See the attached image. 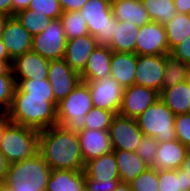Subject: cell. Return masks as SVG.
I'll return each instance as SVG.
<instances>
[{
    "mask_svg": "<svg viewBox=\"0 0 190 191\" xmlns=\"http://www.w3.org/2000/svg\"><path fill=\"white\" fill-rule=\"evenodd\" d=\"M159 99V93L154 89L133 84L123 91L119 115L137 118L150 105Z\"/></svg>",
    "mask_w": 190,
    "mask_h": 191,
    "instance_id": "14",
    "label": "cell"
},
{
    "mask_svg": "<svg viewBox=\"0 0 190 191\" xmlns=\"http://www.w3.org/2000/svg\"><path fill=\"white\" fill-rule=\"evenodd\" d=\"M50 60L33 51L16 57L11 64L15 83L27 79H47ZM20 77L18 79L16 76Z\"/></svg>",
    "mask_w": 190,
    "mask_h": 191,
    "instance_id": "15",
    "label": "cell"
},
{
    "mask_svg": "<svg viewBox=\"0 0 190 191\" xmlns=\"http://www.w3.org/2000/svg\"><path fill=\"white\" fill-rule=\"evenodd\" d=\"M46 191H85L84 170H52Z\"/></svg>",
    "mask_w": 190,
    "mask_h": 191,
    "instance_id": "23",
    "label": "cell"
},
{
    "mask_svg": "<svg viewBox=\"0 0 190 191\" xmlns=\"http://www.w3.org/2000/svg\"><path fill=\"white\" fill-rule=\"evenodd\" d=\"M165 63L166 55L137 56L135 84L160 93L163 88Z\"/></svg>",
    "mask_w": 190,
    "mask_h": 191,
    "instance_id": "13",
    "label": "cell"
},
{
    "mask_svg": "<svg viewBox=\"0 0 190 191\" xmlns=\"http://www.w3.org/2000/svg\"><path fill=\"white\" fill-rule=\"evenodd\" d=\"M158 186L159 191H190V178L180 168L159 170Z\"/></svg>",
    "mask_w": 190,
    "mask_h": 191,
    "instance_id": "29",
    "label": "cell"
},
{
    "mask_svg": "<svg viewBox=\"0 0 190 191\" xmlns=\"http://www.w3.org/2000/svg\"><path fill=\"white\" fill-rule=\"evenodd\" d=\"M11 123L6 113H0V143L3 138L5 128Z\"/></svg>",
    "mask_w": 190,
    "mask_h": 191,
    "instance_id": "49",
    "label": "cell"
},
{
    "mask_svg": "<svg viewBox=\"0 0 190 191\" xmlns=\"http://www.w3.org/2000/svg\"><path fill=\"white\" fill-rule=\"evenodd\" d=\"M47 80L51 84L57 104L82 82L80 74L74 71L63 58L50 60Z\"/></svg>",
    "mask_w": 190,
    "mask_h": 191,
    "instance_id": "12",
    "label": "cell"
},
{
    "mask_svg": "<svg viewBox=\"0 0 190 191\" xmlns=\"http://www.w3.org/2000/svg\"><path fill=\"white\" fill-rule=\"evenodd\" d=\"M67 39L60 18L51 20L48 27L32 37L31 51L48 60L62 59Z\"/></svg>",
    "mask_w": 190,
    "mask_h": 191,
    "instance_id": "8",
    "label": "cell"
},
{
    "mask_svg": "<svg viewBox=\"0 0 190 191\" xmlns=\"http://www.w3.org/2000/svg\"><path fill=\"white\" fill-rule=\"evenodd\" d=\"M84 83L88 85L95 108L110 110L115 114L119 113L124 89L116 79L109 76Z\"/></svg>",
    "mask_w": 190,
    "mask_h": 191,
    "instance_id": "10",
    "label": "cell"
},
{
    "mask_svg": "<svg viewBox=\"0 0 190 191\" xmlns=\"http://www.w3.org/2000/svg\"><path fill=\"white\" fill-rule=\"evenodd\" d=\"M0 191H13L11 187L6 186L3 182H0Z\"/></svg>",
    "mask_w": 190,
    "mask_h": 191,
    "instance_id": "54",
    "label": "cell"
},
{
    "mask_svg": "<svg viewBox=\"0 0 190 191\" xmlns=\"http://www.w3.org/2000/svg\"><path fill=\"white\" fill-rule=\"evenodd\" d=\"M159 99L175 115L190 113V90L187 81L169 88H162Z\"/></svg>",
    "mask_w": 190,
    "mask_h": 191,
    "instance_id": "26",
    "label": "cell"
},
{
    "mask_svg": "<svg viewBox=\"0 0 190 191\" xmlns=\"http://www.w3.org/2000/svg\"><path fill=\"white\" fill-rule=\"evenodd\" d=\"M121 182L130 183L149 166L136 152L113 150Z\"/></svg>",
    "mask_w": 190,
    "mask_h": 191,
    "instance_id": "25",
    "label": "cell"
},
{
    "mask_svg": "<svg viewBox=\"0 0 190 191\" xmlns=\"http://www.w3.org/2000/svg\"><path fill=\"white\" fill-rule=\"evenodd\" d=\"M15 87L13 74H0V113L10 109Z\"/></svg>",
    "mask_w": 190,
    "mask_h": 191,
    "instance_id": "37",
    "label": "cell"
},
{
    "mask_svg": "<svg viewBox=\"0 0 190 191\" xmlns=\"http://www.w3.org/2000/svg\"><path fill=\"white\" fill-rule=\"evenodd\" d=\"M114 191H135V190L131 188L129 183L120 181Z\"/></svg>",
    "mask_w": 190,
    "mask_h": 191,
    "instance_id": "52",
    "label": "cell"
},
{
    "mask_svg": "<svg viewBox=\"0 0 190 191\" xmlns=\"http://www.w3.org/2000/svg\"><path fill=\"white\" fill-rule=\"evenodd\" d=\"M13 96L54 97V94L47 79H27L16 84Z\"/></svg>",
    "mask_w": 190,
    "mask_h": 191,
    "instance_id": "32",
    "label": "cell"
},
{
    "mask_svg": "<svg viewBox=\"0 0 190 191\" xmlns=\"http://www.w3.org/2000/svg\"><path fill=\"white\" fill-rule=\"evenodd\" d=\"M139 27L128 23L117 21L114 26L112 45L109 47L113 52L135 53V46Z\"/></svg>",
    "mask_w": 190,
    "mask_h": 191,
    "instance_id": "27",
    "label": "cell"
},
{
    "mask_svg": "<svg viewBox=\"0 0 190 191\" xmlns=\"http://www.w3.org/2000/svg\"><path fill=\"white\" fill-rule=\"evenodd\" d=\"M135 54L137 56L170 54L165 26L150 21L139 27Z\"/></svg>",
    "mask_w": 190,
    "mask_h": 191,
    "instance_id": "11",
    "label": "cell"
},
{
    "mask_svg": "<svg viewBox=\"0 0 190 191\" xmlns=\"http://www.w3.org/2000/svg\"><path fill=\"white\" fill-rule=\"evenodd\" d=\"M14 17L32 37L43 32L52 20L44 14L36 13L30 9L20 11L16 13Z\"/></svg>",
    "mask_w": 190,
    "mask_h": 191,
    "instance_id": "34",
    "label": "cell"
},
{
    "mask_svg": "<svg viewBox=\"0 0 190 191\" xmlns=\"http://www.w3.org/2000/svg\"><path fill=\"white\" fill-rule=\"evenodd\" d=\"M157 148V139H155L154 137L143 135L141 142L139 143L135 152L144 162H146L149 166H152V164L154 163Z\"/></svg>",
    "mask_w": 190,
    "mask_h": 191,
    "instance_id": "39",
    "label": "cell"
},
{
    "mask_svg": "<svg viewBox=\"0 0 190 191\" xmlns=\"http://www.w3.org/2000/svg\"><path fill=\"white\" fill-rule=\"evenodd\" d=\"M39 130L10 123L1 139L0 150L10 164L34 157L39 148Z\"/></svg>",
    "mask_w": 190,
    "mask_h": 191,
    "instance_id": "4",
    "label": "cell"
},
{
    "mask_svg": "<svg viewBox=\"0 0 190 191\" xmlns=\"http://www.w3.org/2000/svg\"><path fill=\"white\" fill-rule=\"evenodd\" d=\"M151 21L167 24L176 14L174 0H141Z\"/></svg>",
    "mask_w": 190,
    "mask_h": 191,
    "instance_id": "31",
    "label": "cell"
},
{
    "mask_svg": "<svg viewBox=\"0 0 190 191\" xmlns=\"http://www.w3.org/2000/svg\"><path fill=\"white\" fill-rule=\"evenodd\" d=\"M38 153L52 170H84L77 132L63 126L55 125L40 131Z\"/></svg>",
    "mask_w": 190,
    "mask_h": 191,
    "instance_id": "1",
    "label": "cell"
},
{
    "mask_svg": "<svg viewBox=\"0 0 190 191\" xmlns=\"http://www.w3.org/2000/svg\"><path fill=\"white\" fill-rule=\"evenodd\" d=\"M176 139L190 149V113L175 115Z\"/></svg>",
    "mask_w": 190,
    "mask_h": 191,
    "instance_id": "40",
    "label": "cell"
},
{
    "mask_svg": "<svg viewBox=\"0 0 190 191\" xmlns=\"http://www.w3.org/2000/svg\"><path fill=\"white\" fill-rule=\"evenodd\" d=\"M97 47L95 38L90 34L67 40L63 59L74 71L81 74L88 58Z\"/></svg>",
    "mask_w": 190,
    "mask_h": 191,
    "instance_id": "18",
    "label": "cell"
},
{
    "mask_svg": "<svg viewBox=\"0 0 190 191\" xmlns=\"http://www.w3.org/2000/svg\"><path fill=\"white\" fill-rule=\"evenodd\" d=\"M190 76V65L173 57L166 55L165 72L163 75V88H169L187 81Z\"/></svg>",
    "mask_w": 190,
    "mask_h": 191,
    "instance_id": "30",
    "label": "cell"
},
{
    "mask_svg": "<svg viewBox=\"0 0 190 191\" xmlns=\"http://www.w3.org/2000/svg\"><path fill=\"white\" fill-rule=\"evenodd\" d=\"M52 169L37 153L34 157L9 166L3 183L13 191H46Z\"/></svg>",
    "mask_w": 190,
    "mask_h": 191,
    "instance_id": "3",
    "label": "cell"
},
{
    "mask_svg": "<svg viewBox=\"0 0 190 191\" xmlns=\"http://www.w3.org/2000/svg\"><path fill=\"white\" fill-rule=\"evenodd\" d=\"M67 40L88 35V26L79 11H66L60 17Z\"/></svg>",
    "mask_w": 190,
    "mask_h": 191,
    "instance_id": "33",
    "label": "cell"
},
{
    "mask_svg": "<svg viewBox=\"0 0 190 191\" xmlns=\"http://www.w3.org/2000/svg\"><path fill=\"white\" fill-rule=\"evenodd\" d=\"M187 85H188L189 90H190V76H189V78L187 79Z\"/></svg>",
    "mask_w": 190,
    "mask_h": 191,
    "instance_id": "55",
    "label": "cell"
},
{
    "mask_svg": "<svg viewBox=\"0 0 190 191\" xmlns=\"http://www.w3.org/2000/svg\"><path fill=\"white\" fill-rule=\"evenodd\" d=\"M11 64V59H0V74H13Z\"/></svg>",
    "mask_w": 190,
    "mask_h": 191,
    "instance_id": "48",
    "label": "cell"
},
{
    "mask_svg": "<svg viewBox=\"0 0 190 191\" xmlns=\"http://www.w3.org/2000/svg\"><path fill=\"white\" fill-rule=\"evenodd\" d=\"M9 166V161L6 159L4 153L0 150V182L4 181Z\"/></svg>",
    "mask_w": 190,
    "mask_h": 191,
    "instance_id": "46",
    "label": "cell"
},
{
    "mask_svg": "<svg viewBox=\"0 0 190 191\" xmlns=\"http://www.w3.org/2000/svg\"><path fill=\"white\" fill-rule=\"evenodd\" d=\"M129 185L135 191H159L158 170L149 167L134 178Z\"/></svg>",
    "mask_w": 190,
    "mask_h": 191,
    "instance_id": "36",
    "label": "cell"
},
{
    "mask_svg": "<svg viewBox=\"0 0 190 191\" xmlns=\"http://www.w3.org/2000/svg\"><path fill=\"white\" fill-rule=\"evenodd\" d=\"M0 59H10L5 45L3 44L2 39L0 38Z\"/></svg>",
    "mask_w": 190,
    "mask_h": 191,
    "instance_id": "53",
    "label": "cell"
},
{
    "mask_svg": "<svg viewBox=\"0 0 190 191\" xmlns=\"http://www.w3.org/2000/svg\"><path fill=\"white\" fill-rule=\"evenodd\" d=\"M86 20L88 32L95 38L98 46L110 47L117 20L112 14L111 2L107 0H89L80 10Z\"/></svg>",
    "mask_w": 190,
    "mask_h": 191,
    "instance_id": "6",
    "label": "cell"
},
{
    "mask_svg": "<svg viewBox=\"0 0 190 191\" xmlns=\"http://www.w3.org/2000/svg\"><path fill=\"white\" fill-rule=\"evenodd\" d=\"M111 9L117 21L128 22L138 27L151 21L141 0H113Z\"/></svg>",
    "mask_w": 190,
    "mask_h": 191,
    "instance_id": "21",
    "label": "cell"
},
{
    "mask_svg": "<svg viewBox=\"0 0 190 191\" xmlns=\"http://www.w3.org/2000/svg\"><path fill=\"white\" fill-rule=\"evenodd\" d=\"M113 150L135 152L142 136L137 119L116 114L109 129Z\"/></svg>",
    "mask_w": 190,
    "mask_h": 191,
    "instance_id": "9",
    "label": "cell"
},
{
    "mask_svg": "<svg viewBox=\"0 0 190 191\" xmlns=\"http://www.w3.org/2000/svg\"><path fill=\"white\" fill-rule=\"evenodd\" d=\"M0 13L12 17V0H0Z\"/></svg>",
    "mask_w": 190,
    "mask_h": 191,
    "instance_id": "47",
    "label": "cell"
},
{
    "mask_svg": "<svg viewBox=\"0 0 190 191\" xmlns=\"http://www.w3.org/2000/svg\"><path fill=\"white\" fill-rule=\"evenodd\" d=\"M1 39L12 61L31 51L32 36L14 16L7 21Z\"/></svg>",
    "mask_w": 190,
    "mask_h": 191,
    "instance_id": "17",
    "label": "cell"
},
{
    "mask_svg": "<svg viewBox=\"0 0 190 191\" xmlns=\"http://www.w3.org/2000/svg\"><path fill=\"white\" fill-rule=\"evenodd\" d=\"M88 85L81 82L57 104V125L72 132L84 129L85 115L93 108Z\"/></svg>",
    "mask_w": 190,
    "mask_h": 191,
    "instance_id": "5",
    "label": "cell"
},
{
    "mask_svg": "<svg viewBox=\"0 0 190 191\" xmlns=\"http://www.w3.org/2000/svg\"><path fill=\"white\" fill-rule=\"evenodd\" d=\"M120 180L101 181L85 175V191H114Z\"/></svg>",
    "mask_w": 190,
    "mask_h": 191,
    "instance_id": "41",
    "label": "cell"
},
{
    "mask_svg": "<svg viewBox=\"0 0 190 191\" xmlns=\"http://www.w3.org/2000/svg\"><path fill=\"white\" fill-rule=\"evenodd\" d=\"M180 169L185 171V174L190 178V149L186 152L185 158L181 163Z\"/></svg>",
    "mask_w": 190,
    "mask_h": 191,
    "instance_id": "50",
    "label": "cell"
},
{
    "mask_svg": "<svg viewBox=\"0 0 190 191\" xmlns=\"http://www.w3.org/2000/svg\"><path fill=\"white\" fill-rule=\"evenodd\" d=\"M31 0H12V17L23 10L28 9Z\"/></svg>",
    "mask_w": 190,
    "mask_h": 191,
    "instance_id": "44",
    "label": "cell"
},
{
    "mask_svg": "<svg viewBox=\"0 0 190 191\" xmlns=\"http://www.w3.org/2000/svg\"><path fill=\"white\" fill-rule=\"evenodd\" d=\"M9 18H10V16L0 13V38L2 36V33L4 32L6 23L9 20Z\"/></svg>",
    "mask_w": 190,
    "mask_h": 191,
    "instance_id": "51",
    "label": "cell"
},
{
    "mask_svg": "<svg viewBox=\"0 0 190 191\" xmlns=\"http://www.w3.org/2000/svg\"><path fill=\"white\" fill-rule=\"evenodd\" d=\"M136 119L144 135L154 137L158 142L176 139L175 114L160 99L150 105Z\"/></svg>",
    "mask_w": 190,
    "mask_h": 191,
    "instance_id": "7",
    "label": "cell"
},
{
    "mask_svg": "<svg viewBox=\"0 0 190 191\" xmlns=\"http://www.w3.org/2000/svg\"><path fill=\"white\" fill-rule=\"evenodd\" d=\"M113 51L109 47L98 46L88 58L84 71L80 74L82 82H92L110 76L111 57Z\"/></svg>",
    "mask_w": 190,
    "mask_h": 191,
    "instance_id": "20",
    "label": "cell"
},
{
    "mask_svg": "<svg viewBox=\"0 0 190 191\" xmlns=\"http://www.w3.org/2000/svg\"><path fill=\"white\" fill-rule=\"evenodd\" d=\"M170 54L180 59L182 62L190 65V37L179 45L175 46Z\"/></svg>",
    "mask_w": 190,
    "mask_h": 191,
    "instance_id": "42",
    "label": "cell"
},
{
    "mask_svg": "<svg viewBox=\"0 0 190 191\" xmlns=\"http://www.w3.org/2000/svg\"><path fill=\"white\" fill-rule=\"evenodd\" d=\"M6 114L12 123L39 131L57 125L55 97L13 96Z\"/></svg>",
    "mask_w": 190,
    "mask_h": 191,
    "instance_id": "2",
    "label": "cell"
},
{
    "mask_svg": "<svg viewBox=\"0 0 190 191\" xmlns=\"http://www.w3.org/2000/svg\"><path fill=\"white\" fill-rule=\"evenodd\" d=\"M170 51L190 37V15L178 13L164 25Z\"/></svg>",
    "mask_w": 190,
    "mask_h": 191,
    "instance_id": "28",
    "label": "cell"
},
{
    "mask_svg": "<svg viewBox=\"0 0 190 191\" xmlns=\"http://www.w3.org/2000/svg\"><path fill=\"white\" fill-rule=\"evenodd\" d=\"M89 0H59L63 12L79 11Z\"/></svg>",
    "mask_w": 190,
    "mask_h": 191,
    "instance_id": "43",
    "label": "cell"
},
{
    "mask_svg": "<svg viewBox=\"0 0 190 191\" xmlns=\"http://www.w3.org/2000/svg\"><path fill=\"white\" fill-rule=\"evenodd\" d=\"M174 6L178 13L190 15V0H174Z\"/></svg>",
    "mask_w": 190,
    "mask_h": 191,
    "instance_id": "45",
    "label": "cell"
},
{
    "mask_svg": "<svg viewBox=\"0 0 190 191\" xmlns=\"http://www.w3.org/2000/svg\"><path fill=\"white\" fill-rule=\"evenodd\" d=\"M84 172L91 179L101 181L120 180L114 151L86 162Z\"/></svg>",
    "mask_w": 190,
    "mask_h": 191,
    "instance_id": "24",
    "label": "cell"
},
{
    "mask_svg": "<svg viewBox=\"0 0 190 191\" xmlns=\"http://www.w3.org/2000/svg\"><path fill=\"white\" fill-rule=\"evenodd\" d=\"M28 9L54 19H59L63 13L59 0H31Z\"/></svg>",
    "mask_w": 190,
    "mask_h": 191,
    "instance_id": "38",
    "label": "cell"
},
{
    "mask_svg": "<svg viewBox=\"0 0 190 191\" xmlns=\"http://www.w3.org/2000/svg\"><path fill=\"white\" fill-rule=\"evenodd\" d=\"M77 135L84 163L113 151L109 130L82 129Z\"/></svg>",
    "mask_w": 190,
    "mask_h": 191,
    "instance_id": "16",
    "label": "cell"
},
{
    "mask_svg": "<svg viewBox=\"0 0 190 191\" xmlns=\"http://www.w3.org/2000/svg\"><path fill=\"white\" fill-rule=\"evenodd\" d=\"M115 115L116 114L110 110L93 107L85 115L84 129L109 130Z\"/></svg>",
    "mask_w": 190,
    "mask_h": 191,
    "instance_id": "35",
    "label": "cell"
},
{
    "mask_svg": "<svg viewBox=\"0 0 190 191\" xmlns=\"http://www.w3.org/2000/svg\"><path fill=\"white\" fill-rule=\"evenodd\" d=\"M189 149L179 140L173 139L165 142H158L154 163L152 168L155 170H176L181 167L186 152Z\"/></svg>",
    "mask_w": 190,
    "mask_h": 191,
    "instance_id": "19",
    "label": "cell"
},
{
    "mask_svg": "<svg viewBox=\"0 0 190 191\" xmlns=\"http://www.w3.org/2000/svg\"><path fill=\"white\" fill-rule=\"evenodd\" d=\"M137 55L135 53L113 52L110 76L116 79L123 89L135 84Z\"/></svg>",
    "mask_w": 190,
    "mask_h": 191,
    "instance_id": "22",
    "label": "cell"
}]
</instances>
